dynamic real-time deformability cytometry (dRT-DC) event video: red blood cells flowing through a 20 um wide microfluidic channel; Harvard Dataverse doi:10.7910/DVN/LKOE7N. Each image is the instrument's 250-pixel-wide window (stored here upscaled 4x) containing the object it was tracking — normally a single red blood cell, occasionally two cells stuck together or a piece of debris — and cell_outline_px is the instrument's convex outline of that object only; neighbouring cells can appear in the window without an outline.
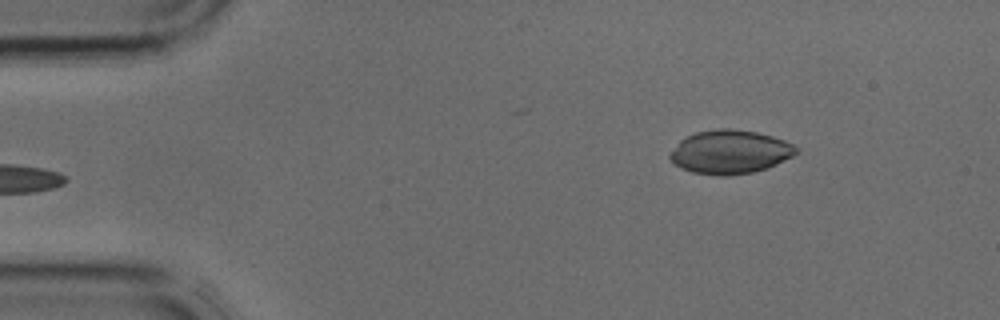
{"species": "common noctule bat (a hibernating species)", "species_latin": "Nyctalus noctula", "temperature_condition": "cold", "stored_images_in_passage": 4, "camera_frame_rate_fps": 3000, "um_per_image_px": 0.085, "animal": {"sex": "male", "body_mass_g": 17.9, "forearm_length_mm": 54.2}, "frame": {"image": 1, "passage_image": 4, "time_ms": 1.0, "image_size_px": [1000, 320], "cell_outline_px": [[800, 152], [768, 168], [752, 172], [728, 176], [720, 176], [692, 172], [680, 168], [668, 156], [680, 140], [696, 132], [716, 128], [732, 128], [756, 132], [772, 136], [784, 140], [800, 148]], "centroid_in_image_um": [62.07, 12.91], "position_along_channel_um": 22.9, "area_um2": 32.19}}